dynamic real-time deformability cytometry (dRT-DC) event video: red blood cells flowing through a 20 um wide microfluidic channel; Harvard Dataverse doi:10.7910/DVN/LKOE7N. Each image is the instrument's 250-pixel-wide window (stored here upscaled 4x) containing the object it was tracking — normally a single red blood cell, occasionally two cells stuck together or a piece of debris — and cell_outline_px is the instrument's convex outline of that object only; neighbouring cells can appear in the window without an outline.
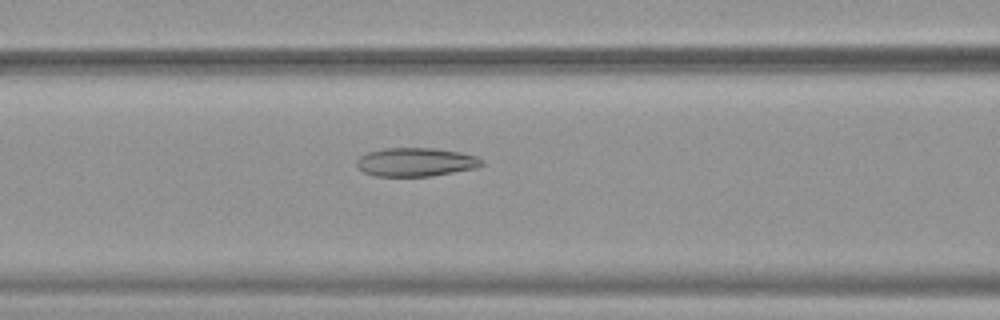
{"species": "common noctule bat (a hibernating species)", "species_latin": "Nyctalus noctula", "temperature_condition": "warm", "stored_images_in_passage": 52, "camera_frame_rate_fps": 3000, "um_per_image_px": 0.085, "animal": {"sex": "female", "body_mass_g": 19.9}, "frame": {"image": 1, "passage_image": 22, "time_ms": 7.0, "image_size_px": [1000, 320], "cell_outline_px": [[484, 164], [476, 168], [432, 176], [376, 176], [364, 172], [356, 164], [356, 160], [360, 156], [368, 152], [384, 148], [432, 148], [460, 152], [476, 156], [484, 160]], "centroid_in_image_um": [35.36, 13.77], "position_along_channel_um": 131.2, "area_um2": 20.87}}
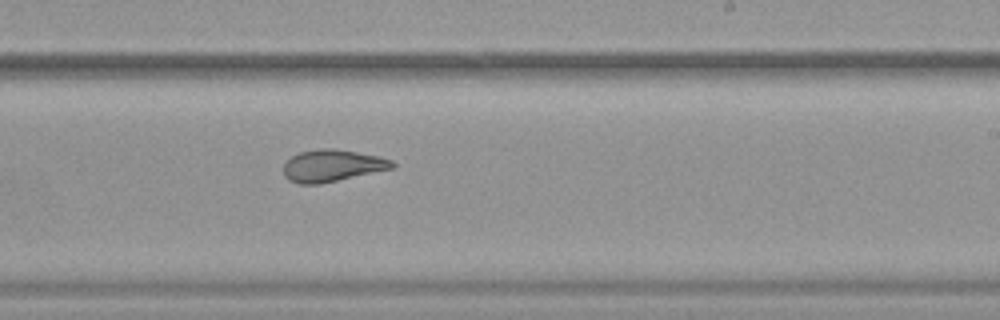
{"frame": {"image": 2, "passage_image": 32, "time_ms": 10.333, "image_size_px": [1000, 320], "cell_outline_px": [[396, 164], [392, 168], [320, 184], [296, 184], [288, 180], [284, 176], [284, 164], [292, 156], [300, 152], [320, 148], [332, 148], [380, 156], [392, 160]], "centroid_in_image_um": [28.21, 14.08], "position_along_channel_um": 260.8, "area_um2": 20.17}}
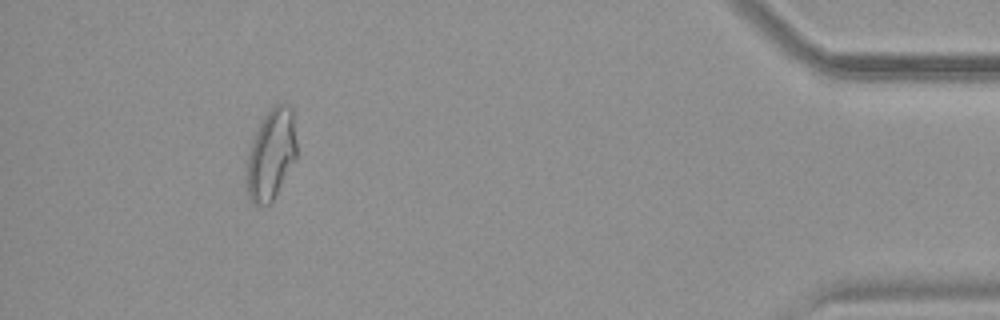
{"frame": {"image": 3, "passage_image": 48, "time_ms": 15.667, "image_size_px": [1000, 320], "cell_outline_px": [[296, 160], [272, 200], [268, 204], [252, 204], [248, 196], [244, 184], [244, 176], [248, 156], [252, 140], [264, 116], [272, 104], [288, 104], [292, 108], [296, 140]], "centroid_in_image_um": [23.02, 13.14], "position_along_channel_um": 412.2, "area_um2": 26.7}, "authors_computed_cell_mechanics": {"area_um2": 25.3164, "velocity_mm_per_s": 3.907, "shape_relaxation_time_tau1_ms": null, "shape_relaxation_time_tau2_ms": 2.5471, "deformation_change_tau1": null, "deformation_change_tau2": 0.0984}}